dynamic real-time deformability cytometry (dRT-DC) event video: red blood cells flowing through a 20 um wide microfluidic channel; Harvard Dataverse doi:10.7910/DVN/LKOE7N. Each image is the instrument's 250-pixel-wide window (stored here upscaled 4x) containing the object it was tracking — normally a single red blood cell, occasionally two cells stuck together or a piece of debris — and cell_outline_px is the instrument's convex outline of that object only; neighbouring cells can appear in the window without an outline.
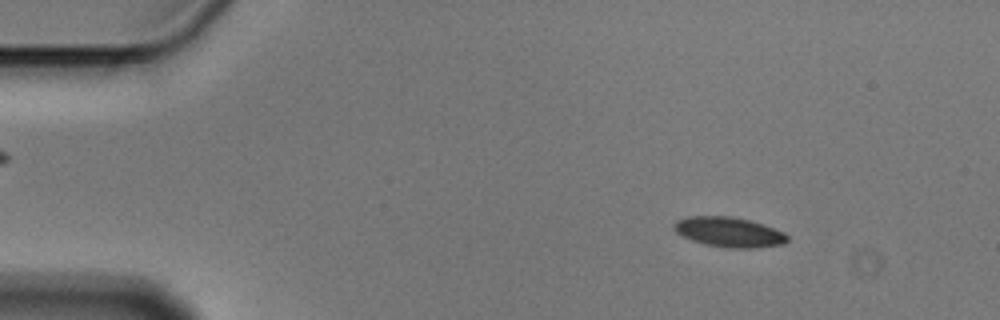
{"species": "Egyptian fruit bat (a non-hibernating species)", "species_latin": "Rousettus aegyptiacus", "temperature_condition": "cold", "stored_images_in_passage": 4, "camera_frame_rate_fps": 3000, "um_per_image_px": 0.085, "animal": {"sex": "male"}, "frame": {"image": 1, "passage_image": 1, "time_ms": 0.0, "image_size_px": [1000, 320], "cell_outline_px": [[788, 240], [784, 244], [752, 248], [728, 248], [704, 244], [692, 240], [676, 232], [672, 228], [672, 224], [676, 220], [688, 216], [728, 216], [748, 220], [784, 232], [788, 236]], "centroid_in_image_um": [61.92, 19.73], "position_along_channel_um": 23.1, "area_um2": 19.65}}
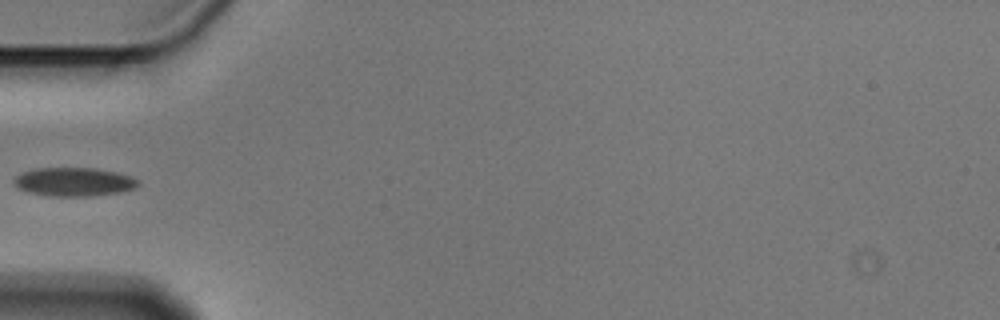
{"frame": {"image": 2, "passage_image": 4, "time_ms": 1.0, "image_size_px": [1000, 320], "cell_outline_px": [[140, 184], [136, 188], [120, 192], [92, 196], [48, 196], [28, 192], [16, 188], [12, 184], [12, 180], [20, 172], [36, 168], [96, 168], [116, 172], [132, 176], [140, 180]], "centroid_in_image_um": [6.26, 15.46], "position_along_channel_um": 78.7, "area_um2": 21.15}}